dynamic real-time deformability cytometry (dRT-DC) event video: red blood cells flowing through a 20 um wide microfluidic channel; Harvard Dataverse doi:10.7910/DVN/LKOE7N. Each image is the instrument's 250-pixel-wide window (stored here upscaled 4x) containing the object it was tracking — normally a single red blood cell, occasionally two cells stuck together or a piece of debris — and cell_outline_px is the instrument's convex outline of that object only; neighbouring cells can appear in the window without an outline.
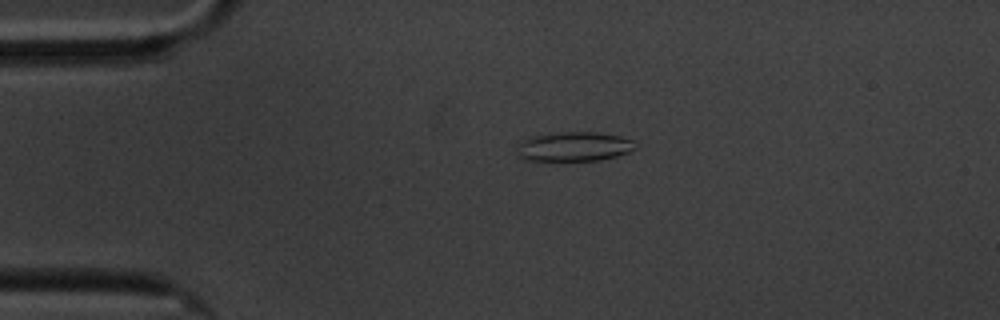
{"species": "common noctule bat (a hibernating species)", "species_latin": "Nyctalus noctula", "temperature_condition": "cold", "stored_images_in_passage": 3, "camera_frame_rate_fps": 3000, "um_per_image_px": 0.085, "animal": {"sex": "male", "body_mass_g": 20.1, "forearm_length_mm": 53.5}, "frame": {"image": 1, "passage_image": 2, "time_ms": 1.333, "image_size_px": [1000, 320], "cell_outline_px": [[636, 148], [628, 152], [616, 156], [600, 160], [528, 160], [520, 156], [516, 152], [516, 144], [528, 136], [560, 132], [596, 132], [620, 136], [632, 140]], "centroid_in_image_um": [48.74, 12.44], "position_along_channel_um": 36.3, "area_um2": 20.29}}